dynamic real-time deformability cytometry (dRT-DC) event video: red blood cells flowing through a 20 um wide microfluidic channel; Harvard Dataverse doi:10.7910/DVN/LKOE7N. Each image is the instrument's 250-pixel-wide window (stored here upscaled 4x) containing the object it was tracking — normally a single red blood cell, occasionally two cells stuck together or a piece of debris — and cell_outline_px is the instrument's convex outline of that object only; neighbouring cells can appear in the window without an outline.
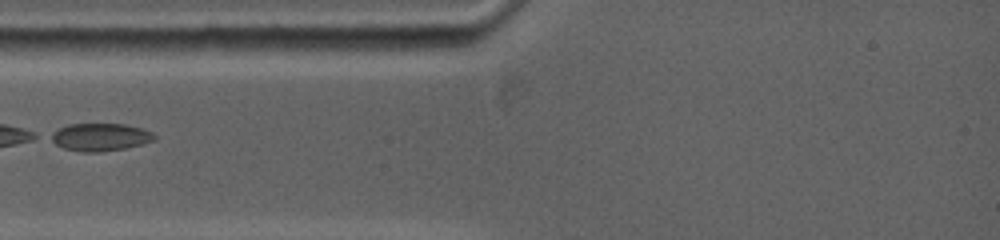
{"species": "common noctule bat (a hibernating species)", "species_latin": "Nyctalus noctula", "temperature_condition": "warm", "stored_images_in_passage": 1, "camera_frame_rate_fps": 5000, "um_per_image_px": 0.085, "animal": {"sex": "female", "body_mass_g": 19.0, "forearm_length_mm": 53.3}, "frame": {"image": 1, "passage_image": 1, "time_ms": 0.0, "image_size_px": [1000, 240], "cell_outline_px": [[156, 140], [124, 148], [96, 152], [84, 152], [64, 148], [56, 144], [48, 136], [60, 128], [68, 124], [124, 124], [140, 128], [152, 132], [156, 136]], "centroid_in_image_um": [8.52, 11.64], "position_along_channel_um": 76.5, "area_um2": 16.42}}